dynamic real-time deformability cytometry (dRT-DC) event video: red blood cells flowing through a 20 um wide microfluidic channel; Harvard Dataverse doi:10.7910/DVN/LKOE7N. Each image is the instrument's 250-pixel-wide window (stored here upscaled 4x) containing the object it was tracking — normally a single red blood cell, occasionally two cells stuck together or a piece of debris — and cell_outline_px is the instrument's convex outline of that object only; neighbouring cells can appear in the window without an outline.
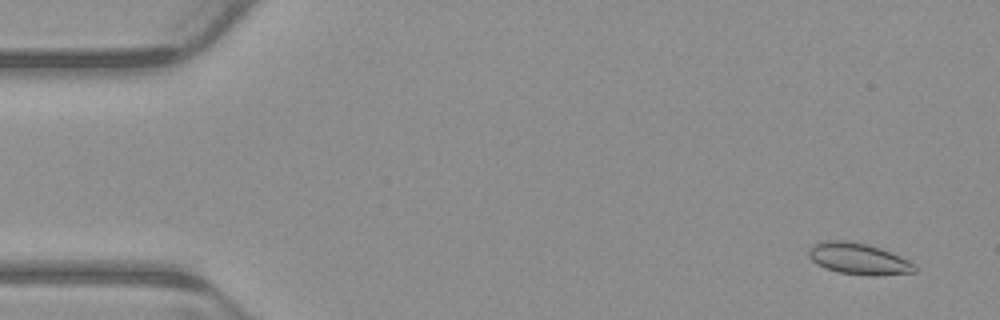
{"species": "common noctule bat (a hibernating species)", "species_latin": "Nyctalus noctula", "temperature_condition": "warm", "stored_images_in_passage": 7, "camera_frame_rate_fps": 3000, "um_per_image_px": 0.085, "animal": {"sex": "male", "body_mass_g": 23.1, "forearm_length_mm": 52.7}, "frame": {"image": 1, "passage_image": 1, "time_ms": 0.0, "image_size_px": [1000, 320], "cell_outline_px": [[916, 272], [876, 276], [868, 276], [840, 272], [824, 268], [816, 264], [808, 256], [808, 248], [812, 244], [824, 240], [852, 240], [868, 244], [892, 252], [908, 260], [916, 268]], "centroid_in_image_um": [72.93, 21.98], "position_along_channel_um": 12.1, "area_um2": 19.71}}
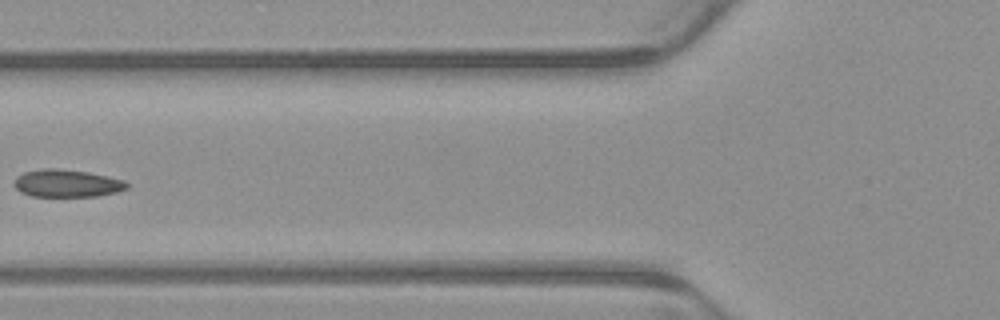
{"frame": {"image": 2, "passage_image": 6, "time_ms": 1.667, "image_size_px": [1000, 320], "cell_outline_px": [[128, 188], [116, 192], [96, 196], [32, 196], [20, 192], [16, 188], [16, 176], [24, 172], [44, 168], [56, 168], [88, 172], [108, 176], [124, 180], [128, 184]], "centroid_in_image_um": [5.7, 15.58], "position_along_channel_um": 120.1, "area_um2": 17.98}}
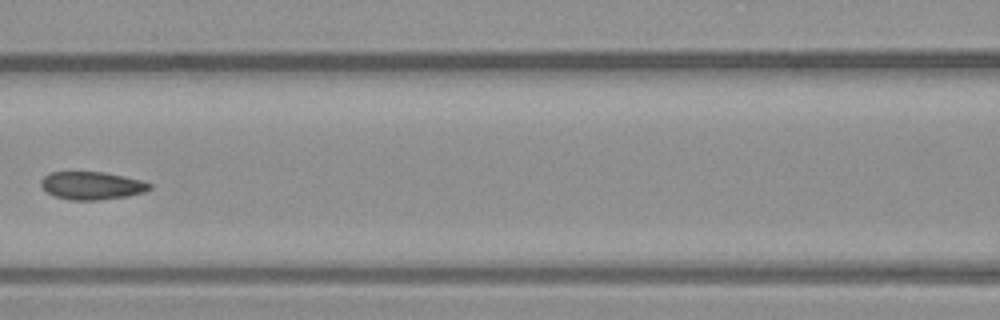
{"frame": {"image": 3, "passage_image": 7, "time_ms": 2.0, "image_size_px": [1000, 320], "cell_outline_px": [[152, 188], [144, 192], [128, 196], [100, 200], [72, 200], [56, 196], [48, 192], [40, 184], [40, 180], [48, 172], [104, 172], [124, 176], [140, 180], [152, 184]], "centroid_in_image_um": [7.82, 15.77], "position_along_channel_um": 158.8, "area_um2": 17.63}}